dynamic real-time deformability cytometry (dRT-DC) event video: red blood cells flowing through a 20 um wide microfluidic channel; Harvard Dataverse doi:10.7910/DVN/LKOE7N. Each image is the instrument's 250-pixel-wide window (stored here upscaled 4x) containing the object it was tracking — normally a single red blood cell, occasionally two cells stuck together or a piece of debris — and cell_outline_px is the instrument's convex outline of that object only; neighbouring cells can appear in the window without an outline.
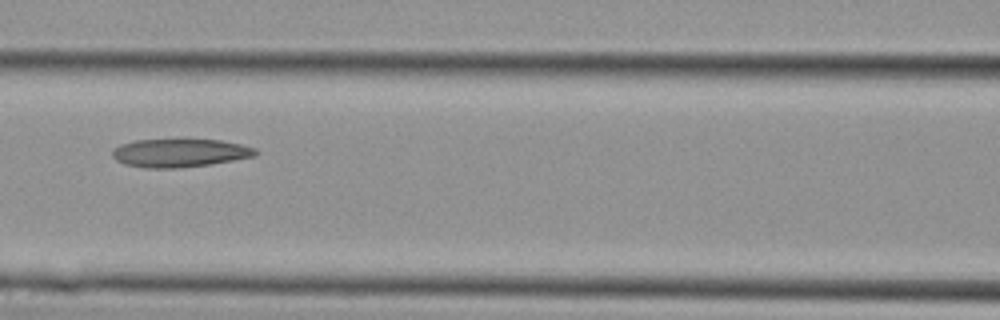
{"species": "Egyptian fruit bat (a non-hibernating species)", "species_latin": "Rousettus aegyptiacus", "temperature_condition": "cold", "stored_images_in_passage": 3, "camera_frame_rate_fps": 3000, "um_per_image_px": 0.085, "animal": {"sex": "female"}, "frame": {"image": 1, "passage_image": 3, "time_ms": 0.667, "image_size_px": [1000, 320], "cell_outline_px": [[256, 156], [212, 164], [180, 168], [144, 168], [124, 164], [116, 160], [112, 156], [112, 148], [120, 144], [136, 140], [220, 140], [240, 144], [256, 148]], "centroid_in_image_um": [15.25, 13.01], "position_along_channel_um": 151.3, "area_um2": 23.64}}